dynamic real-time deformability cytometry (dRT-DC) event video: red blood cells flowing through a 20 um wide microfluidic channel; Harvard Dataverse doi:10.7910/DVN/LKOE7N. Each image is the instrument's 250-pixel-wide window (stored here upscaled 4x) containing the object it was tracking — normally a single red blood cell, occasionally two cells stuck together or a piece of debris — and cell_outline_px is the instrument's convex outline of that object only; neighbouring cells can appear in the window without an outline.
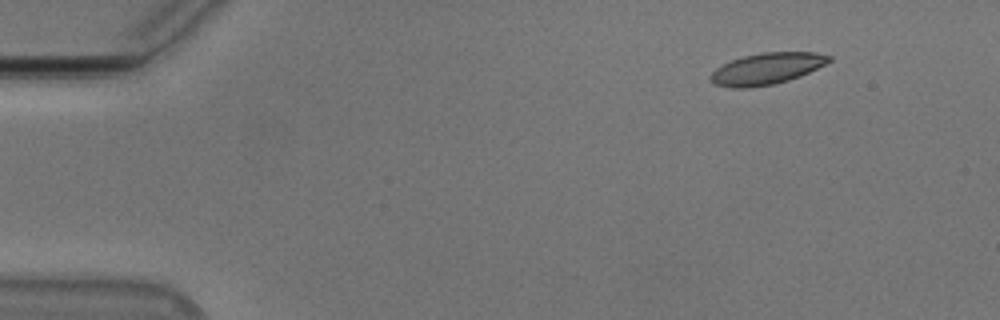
{"species": "Egyptian fruit bat (a non-hibernating species)", "species_latin": "Rousettus aegyptiacus", "temperature_condition": "cold", "stored_images_in_passage": 49, "camera_frame_rate_fps": 3000, "um_per_image_px": 0.085, "animal": {"sex": "male"}, "frame": {"image": 1, "passage_image": 1, "time_ms": 0.0, "image_size_px": [1000, 320], "cell_outline_px": [[832, 60], [800, 76], [788, 80], [772, 84], [748, 88], [732, 88], [716, 84], [708, 76], [716, 68], [732, 60], [744, 56], [760, 52], [816, 52], [832, 56]], "centroid_in_image_um": [65.17, 5.83], "position_along_channel_um": 19.8, "area_um2": 21.5}}
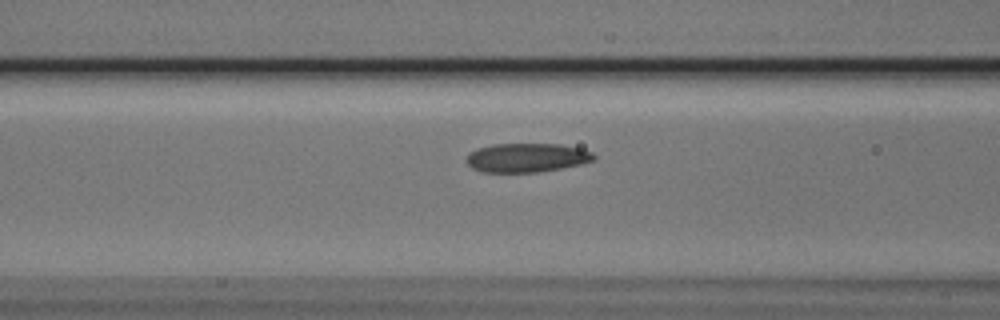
{"frame": {"image": 2, "passage_image": 17, "time_ms": 5.333, "image_size_px": [1000, 320], "cell_outline_px": [[596, 160], [580, 164], [560, 168], [536, 172], [484, 172], [472, 168], [464, 160], [468, 152], [476, 148], [492, 144], [560, 144], [580, 148], [592, 152], [596, 156]], "centroid_in_image_um": [44.74, 13.39], "position_along_channel_um": 121.9, "area_um2": 21.68}}
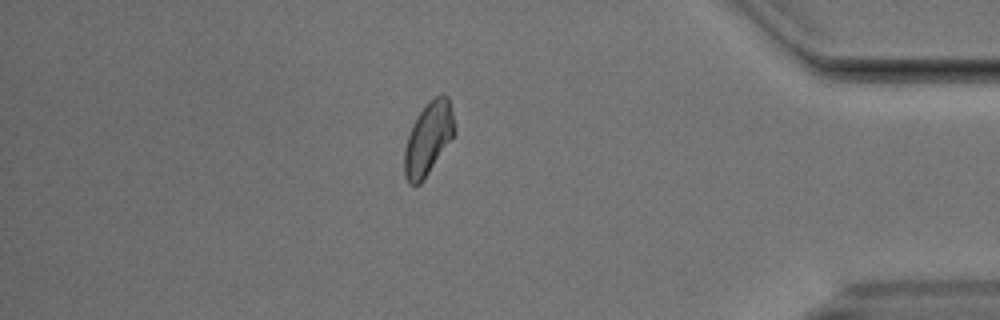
{"frame": {"image": 3, "passage_image": 42, "time_ms": 13.667, "image_size_px": [1000, 320], "cell_outline_px": [[456, 132], [420, 184], [408, 184], [404, 176], [404, 148], [412, 124], [420, 112], [440, 92], [444, 92], [448, 96], [456, 128]], "centroid_in_image_um": [36.4, 11.76], "position_along_channel_um": 398.8, "area_um2": 20.98}, "authors_computed_cell_mechanics": {"area_um2": 21.2126, "velocity_mm_per_s": 3.7417, "shape_relaxation_time_tau1_ms": null, "shape_relaxation_time_tau2_ms": 2.0289, "deformation_change_tau1": null, "deformation_change_tau2": 0.0753}}